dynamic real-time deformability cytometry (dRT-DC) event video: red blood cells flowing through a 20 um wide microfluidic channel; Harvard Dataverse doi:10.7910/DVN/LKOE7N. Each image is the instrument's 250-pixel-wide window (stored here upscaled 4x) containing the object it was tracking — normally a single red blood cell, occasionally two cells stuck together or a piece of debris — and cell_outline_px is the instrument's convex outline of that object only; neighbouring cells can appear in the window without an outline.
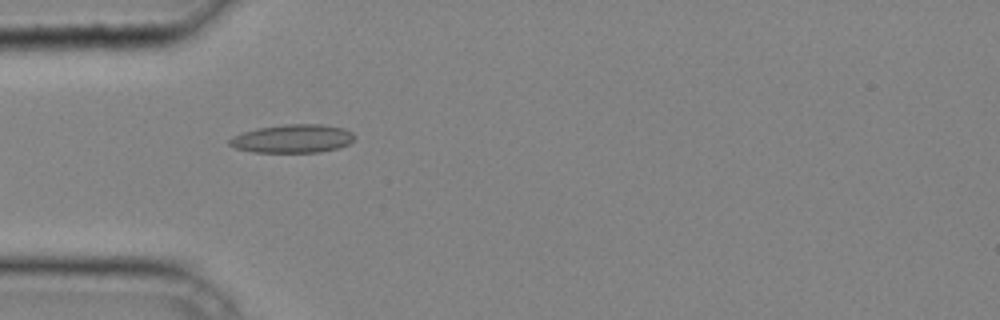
{"species": "common noctule bat (a hibernating species)", "species_latin": "Nyctalus noctula", "temperature_condition": "cold", "stored_images_in_passage": 30, "camera_frame_rate_fps": 3000, "um_per_image_px": 0.085, "animal": {"sex": "male", "body_mass_g": 20.4}, "frame": {"image": 1, "passage_image": 4, "time_ms": 1.0, "image_size_px": [1000, 320], "cell_outline_px": [[356, 136], [348, 144], [340, 148], [320, 152], [252, 152], [236, 148], [228, 144], [228, 140], [232, 136], [256, 128], [284, 124], [320, 124], [344, 128], [352, 132]], "centroid_in_image_um": [24.87, 11.78], "position_along_channel_um": 60.1, "area_um2": 20.81}}
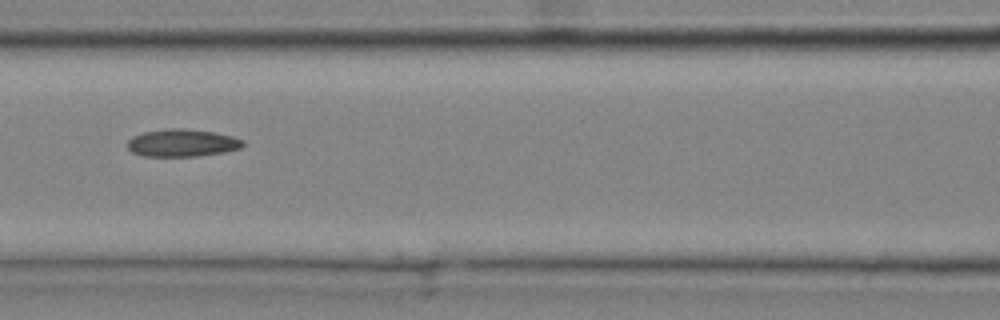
{"frame": {"image": 2, "passage_image": 10, "time_ms": 3.0, "image_size_px": [1000, 320], "cell_outline_px": [[244, 144], [240, 148], [224, 152], [196, 156], [144, 156], [132, 152], [128, 148], [128, 140], [132, 136], [144, 132], [168, 128], [184, 128], [216, 132], [232, 136], [244, 140]], "centroid_in_image_um": [15.49, 12.14], "position_along_channel_um": 151.1, "area_um2": 18.55}}
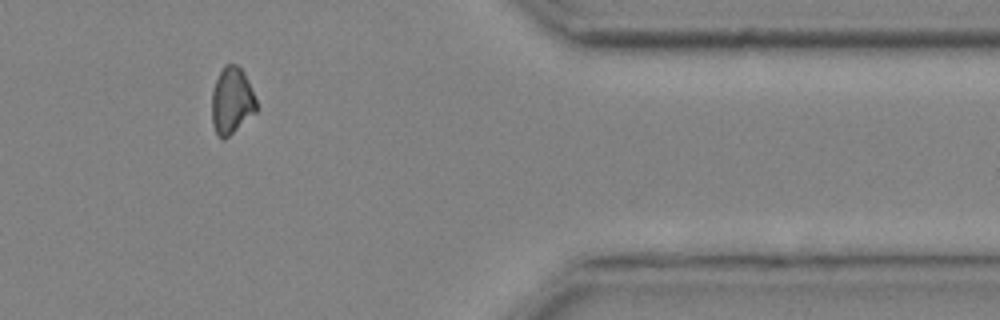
{"frame": {"image": 3, "passage_image": 27, "time_ms": 8.667, "image_size_px": [1000, 320], "cell_outline_px": [[256, 112], [224, 140], [216, 132], [212, 124], [212, 92], [216, 80], [224, 64], [236, 64], [244, 72], [256, 100]], "centroid_in_image_um": [19.69, 8.56], "position_along_channel_um": 391.7, "area_um2": 17.11}}